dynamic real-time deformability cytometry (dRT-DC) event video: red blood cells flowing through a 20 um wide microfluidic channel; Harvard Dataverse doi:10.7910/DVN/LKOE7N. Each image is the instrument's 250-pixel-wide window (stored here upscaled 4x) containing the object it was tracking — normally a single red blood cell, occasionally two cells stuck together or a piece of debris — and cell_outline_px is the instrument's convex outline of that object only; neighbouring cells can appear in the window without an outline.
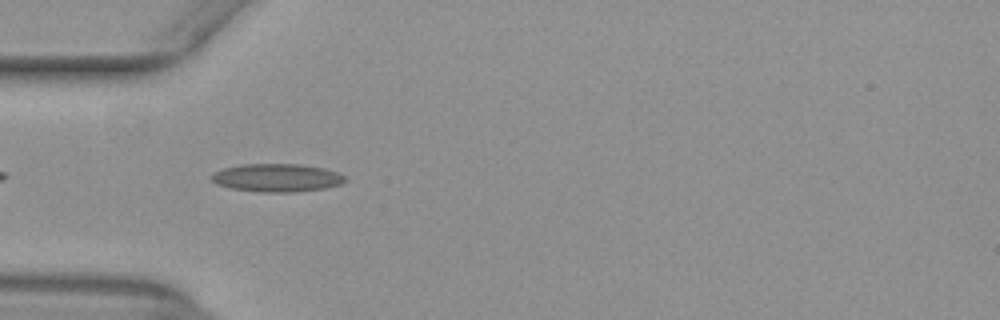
{"species": "common noctule bat (a hibernating species)", "species_latin": "Nyctalus noctula", "temperature_condition": "warm", "stored_images_in_passage": 38, "camera_frame_rate_fps": 3000, "um_per_image_px": 0.085, "animal": {"sex": "female", "body_mass_g": 29.2, "forearm_length_mm": 56.3}, "frame": {"image": 1, "passage_image": 3, "time_ms": 0.667, "image_size_px": [1000, 320], "cell_outline_px": [[348, 180], [340, 184], [324, 188], [292, 192], [260, 192], [232, 188], [216, 184], [212, 180], [212, 172], [224, 168], [240, 164], [300, 164], [324, 168], [336, 172], [344, 176]], "centroid_in_image_um": [23.52, 15.1], "position_along_channel_um": 61.5, "area_um2": 21.79}}
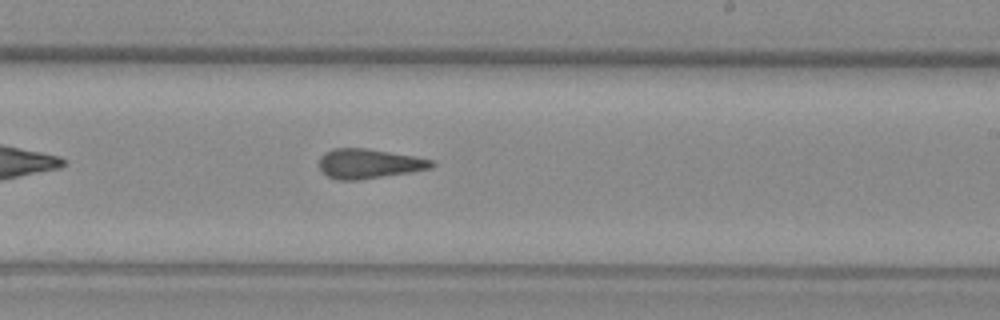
{"frame": {"image": 2, "passage_image": 18, "time_ms": 5.667, "image_size_px": [1000, 320], "cell_outline_px": [[436, 164], [432, 168], [360, 180], [336, 180], [328, 176], [320, 168], [320, 156], [324, 152], [332, 148], [364, 148], [412, 156], [432, 160]], "centroid_in_image_um": [31.32, 13.91], "position_along_channel_um": 257.7, "area_um2": 19.19}}
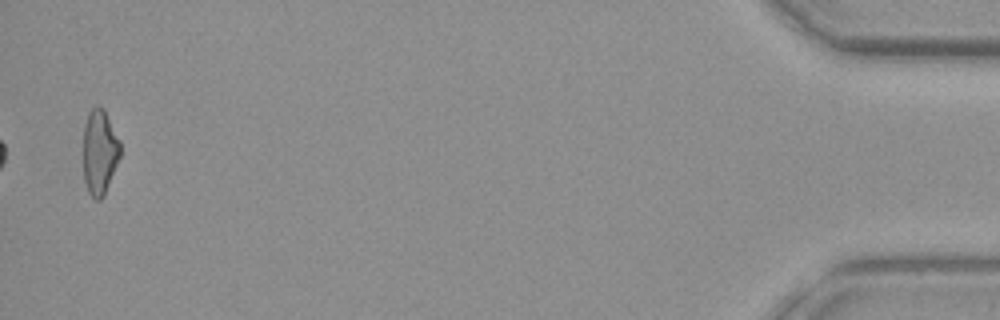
{"frame": {"image": 3, "passage_image": 38, "time_ms": 12.333, "image_size_px": [1000, 320], "cell_outline_px": [[120, 156], [104, 196], [100, 200], [96, 200], [88, 192], [84, 180], [84, 124], [88, 112], [96, 104], [100, 104], [104, 108], [120, 140]], "centroid_in_image_um": [8.47, 12.88], "position_along_channel_um": 426.7, "area_um2": 18.5}, "authors_computed_cell_mechanics": {"area_um2": 19.363, "velocity_mm_per_s": 3.9601, "shape_relaxation_time_tau1_ms": null, "shape_relaxation_time_tau2_ms": 2.6552, "deformation_change_tau1": null, "deformation_change_tau2": 0.1057}}